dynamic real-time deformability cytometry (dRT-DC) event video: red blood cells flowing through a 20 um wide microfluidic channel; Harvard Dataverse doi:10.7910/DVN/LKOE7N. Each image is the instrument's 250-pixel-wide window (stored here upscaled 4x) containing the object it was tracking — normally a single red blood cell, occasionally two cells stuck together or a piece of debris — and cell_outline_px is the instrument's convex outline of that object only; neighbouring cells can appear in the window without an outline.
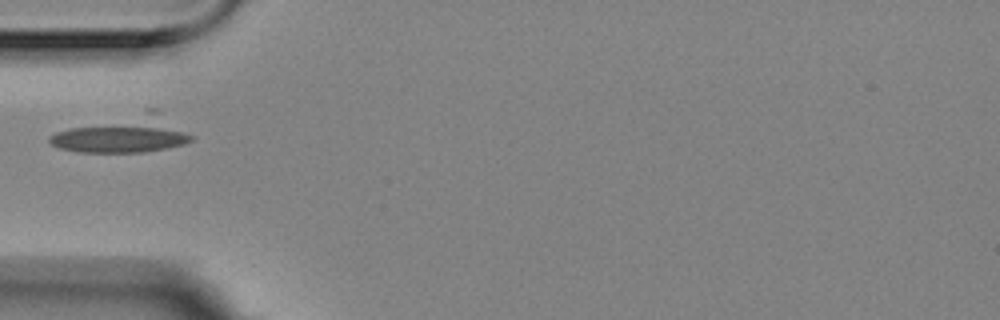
{"species": "Egyptian fruit bat (a non-hibernating species)", "species_latin": "Rousettus aegyptiacus", "temperature_condition": "room temperature", "stored_images_in_passage": 5, "camera_frame_rate_fps": 3000, "um_per_image_px": 0.085, "animal": {"sex": "female"}, "frame": {"image": 1, "passage_image": 1, "time_ms": 0.0, "image_size_px": [1000, 320], "cell_outline_px": [[196, 136], [192, 140], [184, 144], [168, 148], [144, 152], [76, 152], [60, 148], [52, 144], [48, 140], [48, 136], [56, 132], [68, 128], [144, 108], [160, 108]], "centroid_in_image_um": [10.61, 11.35], "position_along_channel_um": 74.4, "area_um2": 31.62}}
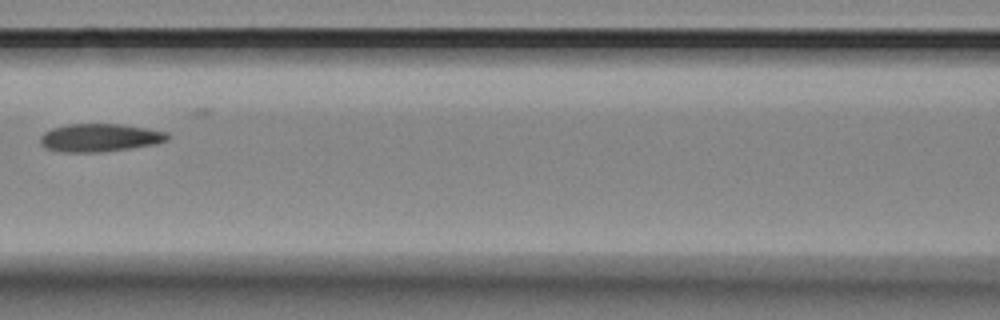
{"frame": {"image": 2, "passage_image": 3, "time_ms": 0.667, "image_size_px": [1000, 320], "cell_outline_px": [[168, 140], [156, 144], [100, 152], [60, 152], [44, 148], [40, 144], [40, 136], [44, 132], [52, 128], [68, 124], [120, 124], [148, 128], [168, 132]], "centroid_in_image_um": [8.45, 11.7], "position_along_channel_um": 158.1, "area_um2": 20.87}}
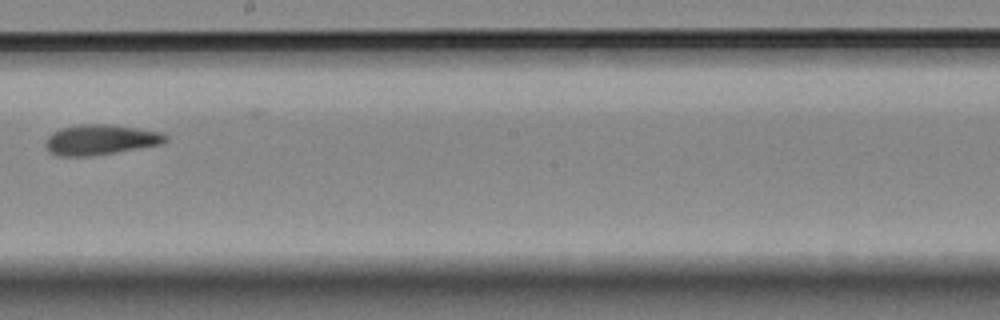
{"frame": {"image": 3, "passage_image": 5, "time_ms": 1.333, "image_size_px": [1000, 320], "cell_outline_px": [[168, 140], [164, 144], [92, 156], [56, 156], [48, 152], [44, 144], [48, 136], [52, 132], [60, 128], [80, 124], [104, 124], [136, 128], [160, 132], [168, 136]], "centroid_in_image_um": [8.51, 11.89], "position_along_channel_um": 239.7, "area_um2": 21.33}}